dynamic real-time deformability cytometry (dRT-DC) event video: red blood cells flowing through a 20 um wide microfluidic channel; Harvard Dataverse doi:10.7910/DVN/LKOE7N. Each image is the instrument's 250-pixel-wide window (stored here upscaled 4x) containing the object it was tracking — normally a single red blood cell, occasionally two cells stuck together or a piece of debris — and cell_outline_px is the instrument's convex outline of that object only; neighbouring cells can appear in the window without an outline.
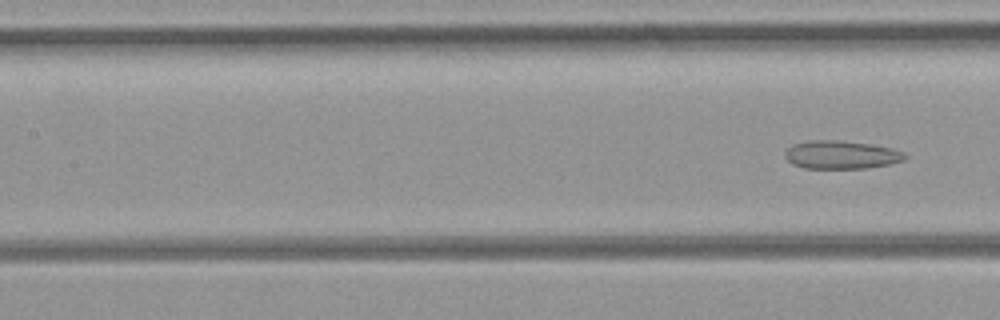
{"species": "common noctule bat (a hibernating species)", "species_latin": "Nyctalus noctula", "temperature_condition": "room temperature", "stored_images_in_passage": 6, "camera_frame_rate_fps": 3000, "um_per_image_px": 0.085, "animal": {"sex": "female", "body_mass_g": 21.9}, "frame": {"image": 1, "passage_image": 6, "time_ms": 1.667, "image_size_px": [1000, 320], "cell_outline_px": [[908, 156], [904, 160], [888, 164], [868, 168], [804, 168], [792, 164], [784, 156], [784, 152], [792, 144], [808, 140], [836, 140], [872, 144], [892, 148], [904, 152]], "centroid_in_image_um": [71.49, 13.15], "position_along_channel_um": 135.9, "area_um2": 19.83}}